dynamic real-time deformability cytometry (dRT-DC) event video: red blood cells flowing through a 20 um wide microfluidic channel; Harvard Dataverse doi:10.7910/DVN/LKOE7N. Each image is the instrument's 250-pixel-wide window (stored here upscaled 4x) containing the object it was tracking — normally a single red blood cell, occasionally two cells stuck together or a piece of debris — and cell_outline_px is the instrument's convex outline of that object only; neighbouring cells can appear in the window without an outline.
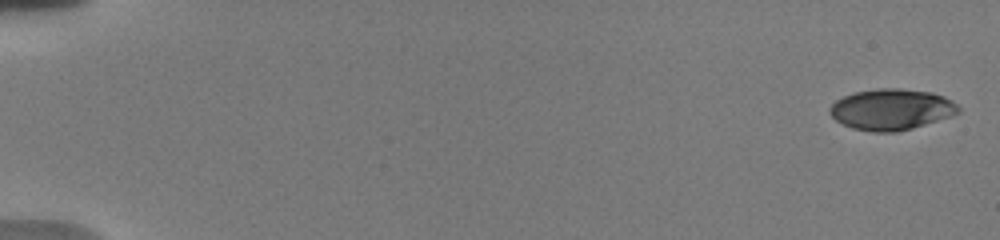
{"species": "human", "species_latin": "Homo sapiens", "temperature_condition": "warm", "stored_images_in_passage": 30, "camera_frame_rate_fps": 3000, "um_per_image_px": 0.085, "donor": {"sex": "male"}, "frame": {"image": 1, "passage_image": 1, "time_ms": 0.0, "image_size_px": [1000, 240], "cell_outline_px": [[960, 112], [952, 116], [912, 128], [896, 132], [872, 132], [852, 128], [836, 120], [828, 112], [828, 108], [836, 100], [852, 92], [880, 88], [900, 88], [932, 92], [944, 96], [952, 100], [960, 108]], "centroid_in_image_um": [75.77, 9.29], "position_along_channel_um": 9.2, "area_um2": 30.92}}
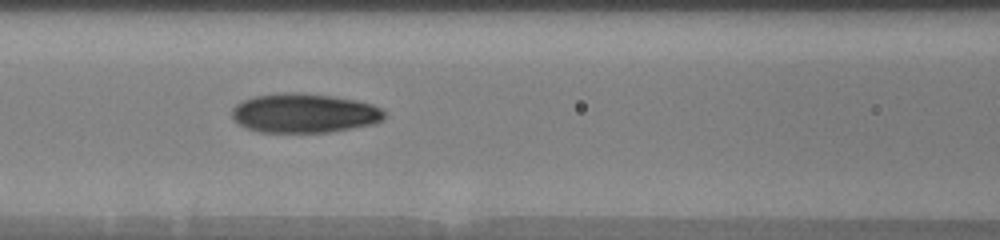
{"frame": {"image": 2, "passage_image": 22, "time_ms": 8.333, "image_size_px": [1000, 240], "cell_outline_px": [[384, 116], [376, 124], [328, 132], [260, 132], [248, 128], [240, 124], [232, 116], [232, 108], [240, 100], [252, 96], [284, 92], [300, 92], [332, 96], [356, 100], [372, 104], [380, 108], [384, 112]], "centroid_in_image_um": [25.84, 9.6], "position_along_channel_um": 140.8, "area_um2": 34.97}}
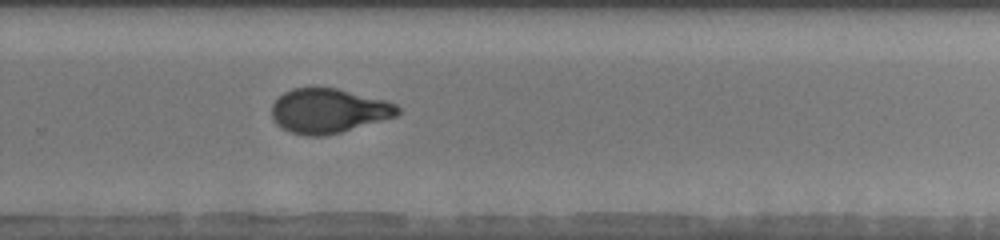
{"frame": {"image": 3, "passage_image": 30, "time_ms": 12.667, "image_size_px": [1000, 240], "cell_outline_px": [[400, 112], [396, 116], [340, 132], [324, 136], [304, 136], [288, 132], [280, 128], [272, 120], [272, 104], [284, 92], [292, 88], [340, 88], [384, 100], [396, 104], [400, 108]], "centroid_in_image_um": [27.89, 9.43], "position_along_channel_um": 301.9, "area_um2": 32.77}}